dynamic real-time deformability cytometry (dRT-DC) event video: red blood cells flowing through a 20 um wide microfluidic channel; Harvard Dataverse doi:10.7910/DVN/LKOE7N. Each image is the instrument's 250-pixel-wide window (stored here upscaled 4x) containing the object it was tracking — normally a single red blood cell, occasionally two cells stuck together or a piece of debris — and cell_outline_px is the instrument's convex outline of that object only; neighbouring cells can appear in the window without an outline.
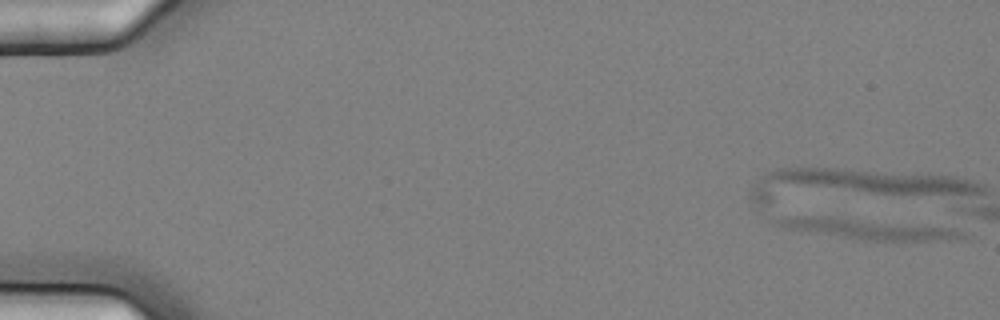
{"species": "common noctule bat (a hibernating species)", "species_latin": "Nyctalus noctula", "temperature_condition": "cold", "stored_images_in_passage": 7, "segment_of_instrument_passage": [2, 2], "camera_frame_rate_fps": 3000, "um_per_image_px": 0.085, "animal": {"sex": "female", "body_mass_g": 25.1}, "frame": {"image": 1, "passage_image": 7, "time_ms": 2.0, "image_size_px": [1000, 320], "cell_outline_px": [[964, 236], [948, 240], [864, 240], [788, 228], [768, 220], [768, 216], [836, 216], [948, 228], [960, 232]], "centroid_in_image_um": [73.54, 19.41], "position_along_channel_um": 11.5, "area_um2": 21.56}}